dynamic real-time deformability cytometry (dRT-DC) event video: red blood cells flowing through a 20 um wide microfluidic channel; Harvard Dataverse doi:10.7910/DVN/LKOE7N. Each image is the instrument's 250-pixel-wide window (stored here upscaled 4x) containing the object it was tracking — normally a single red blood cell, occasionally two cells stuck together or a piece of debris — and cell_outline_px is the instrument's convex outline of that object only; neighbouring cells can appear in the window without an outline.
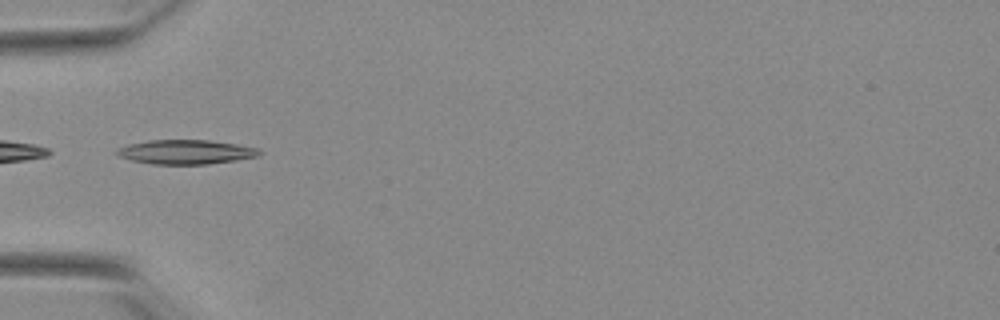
{"species": "Egyptian fruit bat (a non-hibernating species)", "species_latin": "Rousettus aegyptiacus", "temperature_condition": "warm", "stored_images_in_passage": 11, "camera_frame_rate_fps": 3000, "um_per_image_px": 0.085, "animal": {"sex": "female"}, "frame": {"image": 1, "passage_image": 1, "time_ms": 0.0, "image_size_px": [1000, 320], "cell_outline_px": [[264, 152], [260, 156], [236, 160], [208, 164], [152, 164], [132, 160], [120, 156], [116, 152], [116, 148], [128, 144], [148, 140], [208, 140], [236, 144], [256, 148]], "centroid_in_image_um": [15.81, 12.91], "position_along_channel_um": 69.2, "area_um2": 20.17}}
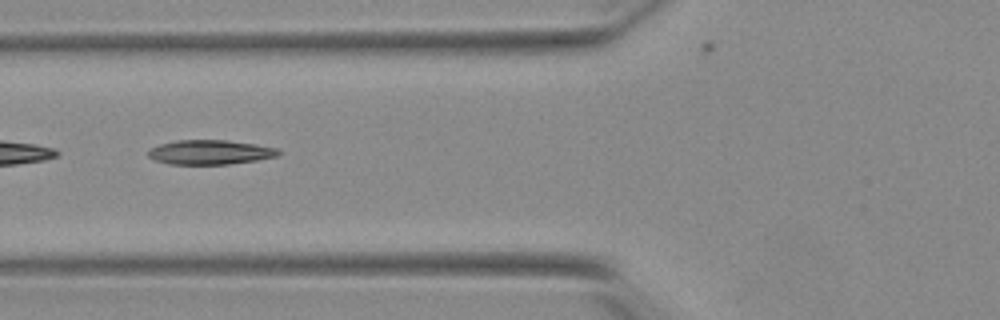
{"frame": {"image": 2, "passage_image": 4, "time_ms": 1.0, "image_size_px": [1000, 320], "cell_outline_px": [[284, 152], [276, 156], [256, 160], [228, 164], [168, 164], [156, 160], [148, 156], [148, 148], [160, 144], [176, 140], [228, 140], [256, 144], [276, 148]], "centroid_in_image_um": [17.85, 12.93], "position_along_channel_um": 107.9, "area_um2": 18.61}}
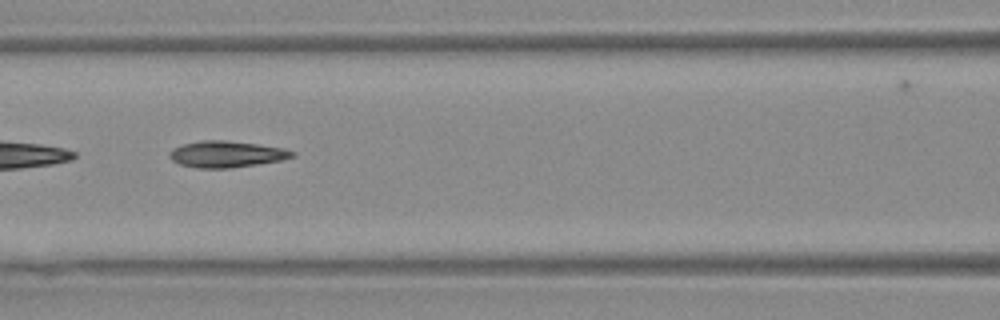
{"frame": {"image": 3, "passage_image": 7, "time_ms": 2.0, "image_size_px": [1000, 320], "cell_outline_px": [[296, 156], [280, 160], [256, 164], [228, 168], [196, 168], [180, 164], [172, 160], [168, 156], [168, 152], [172, 148], [184, 144], [200, 140], [224, 140], [256, 144], [284, 148], [296, 152]], "centroid_in_image_um": [19.22, 13.1], "position_along_channel_um": 147.4, "area_um2": 18.84}}